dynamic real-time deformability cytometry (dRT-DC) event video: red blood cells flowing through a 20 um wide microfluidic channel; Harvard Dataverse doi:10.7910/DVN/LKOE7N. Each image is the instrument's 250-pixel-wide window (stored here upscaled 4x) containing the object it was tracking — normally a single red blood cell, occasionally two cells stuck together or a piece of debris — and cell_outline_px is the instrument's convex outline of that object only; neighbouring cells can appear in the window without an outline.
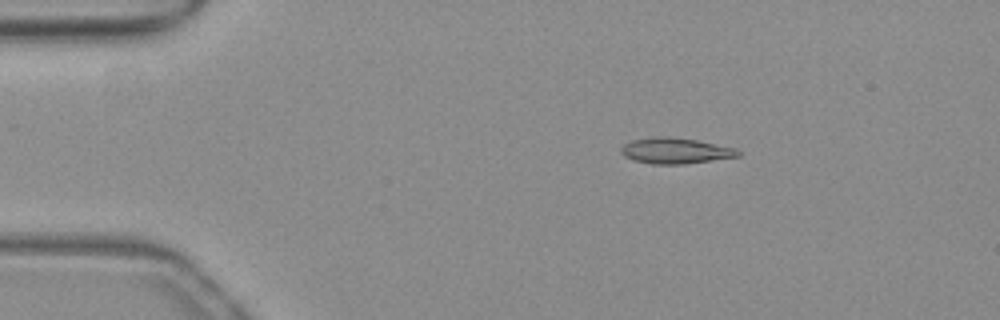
{"species": "common noctule bat (a hibernating species)", "species_latin": "Nyctalus noctula", "temperature_condition": "warm", "stored_images_in_passage": 44, "camera_frame_rate_fps": 3000, "um_per_image_px": 0.085, "animal": {"sex": "female", "body_mass_g": 19.3, "forearm_length_mm": 54.1}, "frame": {"image": 1, "passage_image": 1, "time_ms": 0.0, "image_size_px": [1000, 320], "cell_outline_px": [[740, 156], [684, 164], [652, 164], [632, 160], [624, 156], [620, 152], [620, 148], [624, 144], [632, 140], [656, 136], [668, 136], [696, 140], [736, 148], [740, 152]], "centroid_in_image_um": [57.37, 12.81], "position_along_channel_um": 27.6, "area_um2": 17.63}}
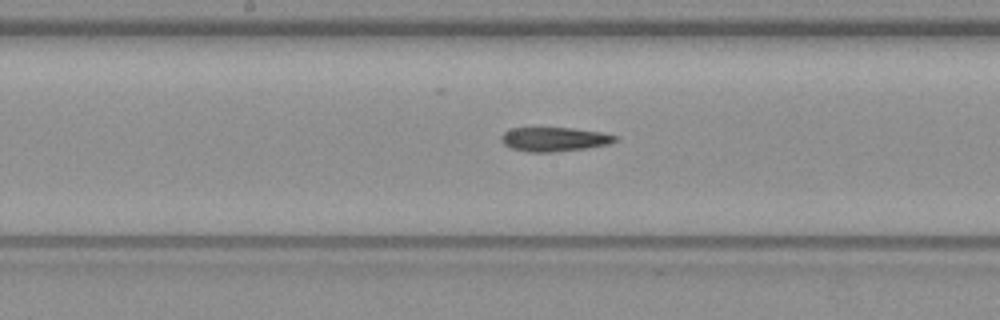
{"frame": {"image": 2, "passage_image": 19, "time_ms": 6.0, "image_size_px": [1000, 320], "cell_outline_px": [[616, 140], [608, 144], [588, 148], [552, 152], [524, 152], [512, 148], [504, 144], [500, 140], [500, 136], [504, 132], [512, 128], [568, 128], [600, 132], [616, 136]], "centroid_in_image_um": [47.06, 11.84], "position_along_channel_um": 201.1, "area_um2": 15.9}}
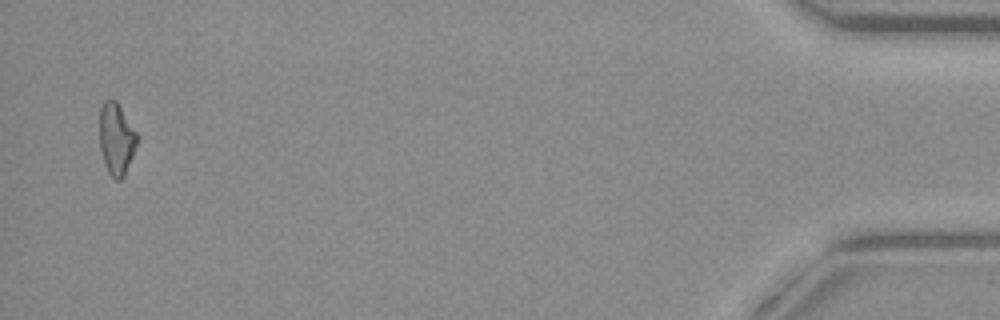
{"frame": {"image": 3, "passage_image": 43, "time_ms": 14.0, "image_size_px": [1000, 320], "cell_outline_px": [[136, 144], [132, 156], [124, 176], [120, 180], [116, 180], [108, 172], [104, 164], [100, 148], [100, 108], [104, 100], [116, 100], [136, 132]], "centroid_in_image_um": [9.86, 11.81], "position_along_channel_um": 425.3, "area_um2": 15.37}}